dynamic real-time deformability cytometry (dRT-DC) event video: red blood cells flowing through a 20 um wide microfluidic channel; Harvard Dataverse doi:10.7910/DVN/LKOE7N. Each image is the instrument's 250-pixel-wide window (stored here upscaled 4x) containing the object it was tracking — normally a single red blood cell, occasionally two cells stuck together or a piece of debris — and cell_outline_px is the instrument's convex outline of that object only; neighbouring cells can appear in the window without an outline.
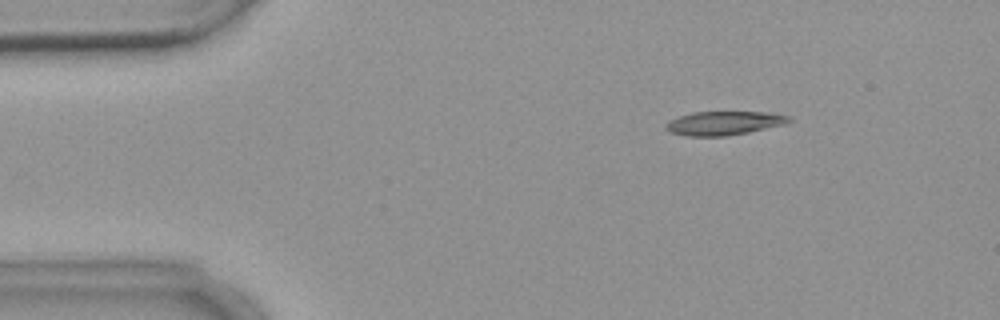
{"species": "common noctule bat (a hibernating species)", "species_latin": "Nyctalus noctula", "temperature_condition": "warm", "stored_images_in_passage": 5, "camera_frame_rate_fps": 3000, "um_per_image_px": 0.085, "animal": {"sex": "female", "body_mass_g": 18.4}, "frame": {"image": 1, "passage_image": 3, "time_ms": 2.333, "image_size_px": [1000, 320], "cell_outline_px": [[792, 120], [784, 124], [748, 132], [724, 136], [684, 136], [668, 132], [664, 128], [664, 124], [668, 120], [692, 112], [764, 112], [788, 116]], "centroid_in_image_um": [61.43, 10.47], "position_along_channel_um": 23.6, "area_um2": 17.05}}